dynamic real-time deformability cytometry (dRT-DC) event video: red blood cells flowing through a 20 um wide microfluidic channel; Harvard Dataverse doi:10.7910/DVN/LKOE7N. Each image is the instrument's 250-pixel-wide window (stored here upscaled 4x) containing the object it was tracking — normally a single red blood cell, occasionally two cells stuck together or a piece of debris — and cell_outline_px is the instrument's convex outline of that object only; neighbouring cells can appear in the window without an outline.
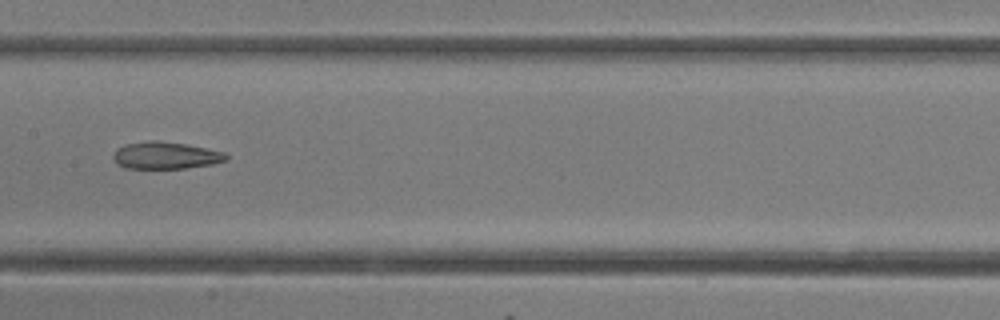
{"species": "common noctule bat (a hibernating species)", "species_latin": "Nyctalus noctula", "temperature_condition": "room temperature", "stored_images_in_passage": 27, "camera_frame_rate_fps": 3000, "um_per_image_px": 0.085, "animal": {"sex": "female"}, "frame": {"image": 1, "passage_image": 12, "time_ms": 3.667, "image_size_px": [1000, 320], "cell_outline_px": [[228, 160], [212, 164], [184, 168], [124, 168], [116, 164], [112, 156], [116, 148], [128, 144], [148, 140], [160, 140], [184, 144], [224, 152], [228, 156]], "centroid_in_image_um": [14.04, 13.21], "position_along_channel_um": 193.4, "area_um2": 17.8}}
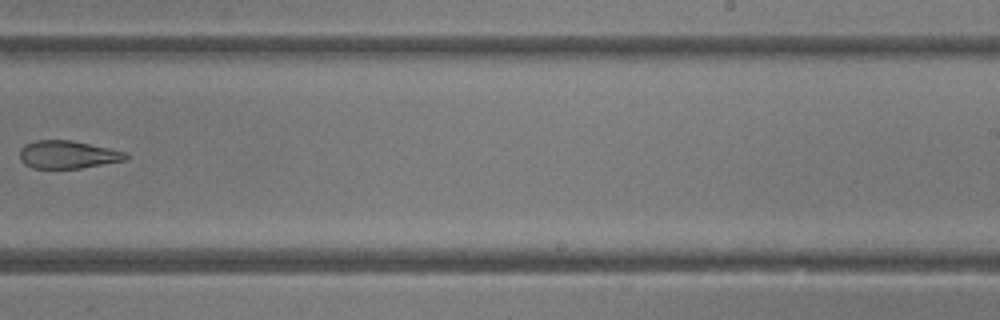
{"frame": {"image": 2, "passage_image": 16, "time_ms": 5.0, "image_size_px": [1000, 320], "cell_outline_px": [[128, 160], [80, 168], [32, 168], [24, 164], [20, 160], [20, 148], [24, 144], [36, 140], [72, 140], [128, 152]], "centroid_in_image_um": [5.77, 13.14], "position_along_channel_um": 283.2, "area_um2": 17.4}}